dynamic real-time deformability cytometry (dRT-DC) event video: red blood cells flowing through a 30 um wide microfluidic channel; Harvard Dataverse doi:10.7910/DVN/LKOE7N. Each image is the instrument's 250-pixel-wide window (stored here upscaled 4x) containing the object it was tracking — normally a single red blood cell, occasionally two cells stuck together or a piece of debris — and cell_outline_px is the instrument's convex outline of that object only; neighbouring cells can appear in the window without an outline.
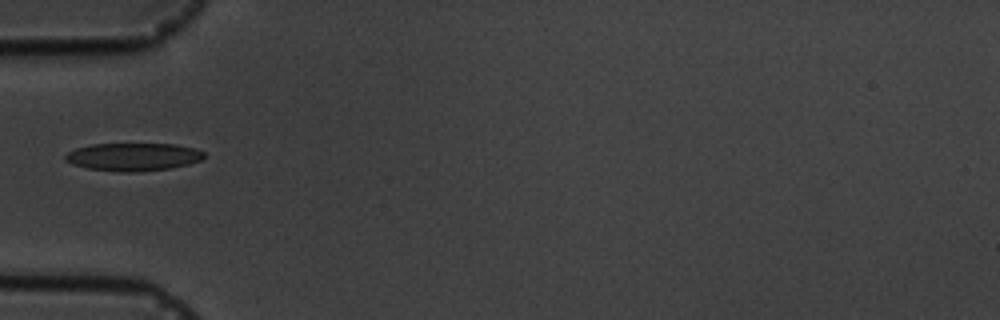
{"species": "common noctule bat (a hibernating species)", "species_latin": "Nyctalus noctula", "temperature_condition": "cold", "stored_images_in_passage": 1, "camera_frame_rate_fps": 3000, "um_per_image_px": 0.085, "animal": {"sex": "male", "body_mass_g": 19.5, "forearm_length_mm": 54.6}, "frame": {"image": 1, "passage_image": 1, "time_ms": 0.0, "image_size_px": [1000, 320], "cell_outline_px": [[204, 156], [200, 160], [188, 164], [172, 168], [136, 172], [120, 172], [88, 168], [72, 164], [64, 160], [64, 156], [68, 152], [76, 148], [92, 144], [176, 144], [196, 148], [204, 152]], "centroid_in_image_um": [11.32, 13.33], "position_along_channel_um": 73.7, "area_um2": 22.6}}